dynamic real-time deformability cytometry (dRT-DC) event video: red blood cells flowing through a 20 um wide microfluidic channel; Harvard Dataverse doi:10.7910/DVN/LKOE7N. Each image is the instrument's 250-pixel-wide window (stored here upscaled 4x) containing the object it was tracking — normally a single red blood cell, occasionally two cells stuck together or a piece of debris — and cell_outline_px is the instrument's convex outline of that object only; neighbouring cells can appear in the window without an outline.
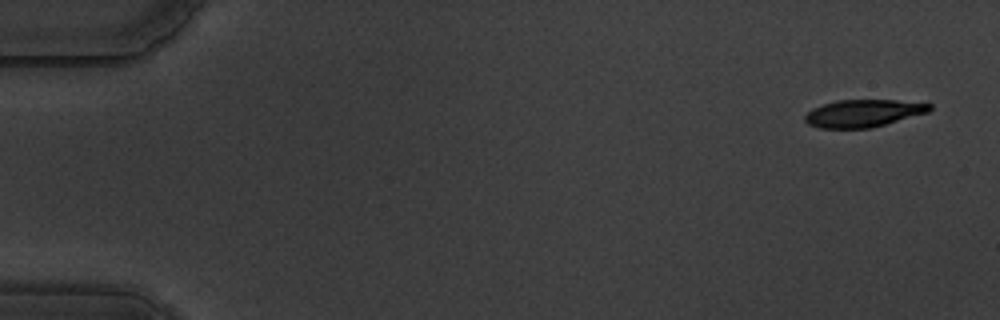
{"species": "common noctule bat (a hibernating species)", "species_latin": "Nyctalus noctula", "temperature_condition": "warm", "stored_images_in_passage": 12, "camera_frame_rate_fps": 3000, "um_per_image_px": 0.085, "animal": {"sex": "male", "body_mass_g": 19.5, "forearm_length_mm": 54.6}, "frame": {"image": 1, "passage_image": 3, "time_ms": 0.667, "image_size_px": [1000, 320], "cell_outline_px": [[932, 108], [928, 112], [872, 128], [820, 128], [808, 124], [804, 120], [804, 116], [812, 108], [836, 100], [896, 100], [932, 104]], "centroid_in_image_um": [73.36, 9.63], "position_along_channel_um": 11.6, "area_um2": 19.88}}